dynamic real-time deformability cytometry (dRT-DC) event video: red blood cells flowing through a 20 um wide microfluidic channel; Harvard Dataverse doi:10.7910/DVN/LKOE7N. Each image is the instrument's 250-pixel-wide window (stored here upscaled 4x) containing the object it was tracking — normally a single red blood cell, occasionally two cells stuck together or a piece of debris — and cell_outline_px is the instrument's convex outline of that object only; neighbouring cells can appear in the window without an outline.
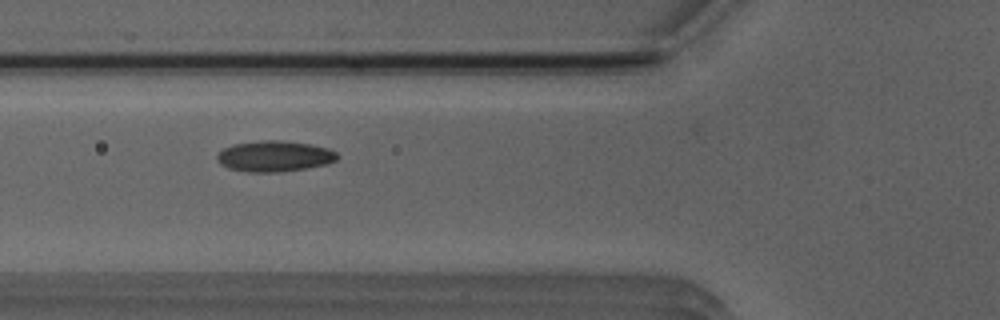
{"species": "Egyptian fruit bat (a non-hibernating species)", "species_latin": "Rousettus aegyptiacus", "temperature_condition": "room temperature", "stored_images_in_passage": 16, "camera_frame_rate_fps": 3000, "um_per_image_px": 0.085, "animal": {"sex": "male"}, "frame": {"image": 1, "passage_image": 3, "time_ms": 0.667, "image_size_px": [1000, 320], "cell_outline_px": [[340, 156], [336, 160], [324, 164], [304, 168], [276, 172], [248, 172], [228, 168], [220, 164], [216, 156], [224, 148], [232, 144], [260, 140], [280, 140], [308, 144], [328, 148], [336, 152]], "centroid_in_image_um": [23.3, 13.27], "position_along_channel_um": 102.5, "area_um2": 21.44}}
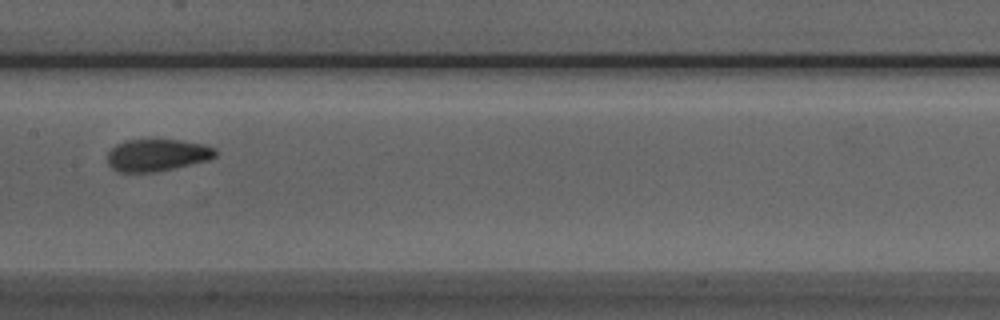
{"frame": {"image": 2, "passage_image": 10, "time_ms": 3.0, "image_size_px": [1000, 320], "cell_outline_px": [[220, 152], [216, 156], [208, 160], [156, 172], [120, 172], [112, 168], [108, 164], [108, 152], [116, 144], [124, 140], [180, 140], [204, 144], [216, 148]], "centroid_in_image_um": [13.38, 13.18], "position_along_channel_um": 194.0, "area_um2": 20.29}}